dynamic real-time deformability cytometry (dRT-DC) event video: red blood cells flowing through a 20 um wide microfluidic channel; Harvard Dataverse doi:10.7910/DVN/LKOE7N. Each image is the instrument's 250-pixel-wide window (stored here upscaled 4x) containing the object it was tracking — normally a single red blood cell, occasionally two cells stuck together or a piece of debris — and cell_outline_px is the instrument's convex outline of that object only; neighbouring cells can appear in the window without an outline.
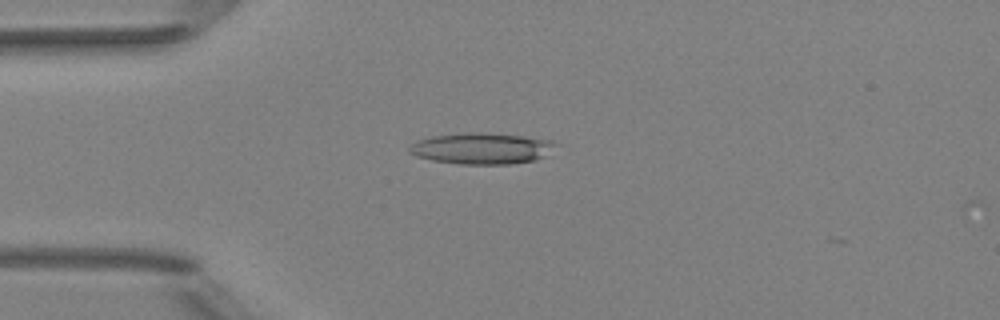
{"species": "Egyptian fruit bat (a non-hibernating species)", "species_latin": "Rousettus aegyptiacus", "temperature_condition": "room temperature", "stored_images_in_passage": 16, "camera_frame_rate_fps": 3000, "um_per_image_px": 0.085, "animal": {"sex": "female"}, "frame": {"image": 1, "passage_image": 13, "time_ms": 4.0, "image_size_px": [1000, 320], "cell_outline_px": [[556, 144], [544, 156], [536, 160], [508, 164], [460, 164], [432, 160], [416, 156], [408, 152], [408, 148], [416, 140], [432, 136], [464, 132], [480, 132], [524, 136], [552, 140]], "centroid_in_image_um": [40.89, 12.61], "position_along_channel_um": 44.1, "area_um2": 26.59}}